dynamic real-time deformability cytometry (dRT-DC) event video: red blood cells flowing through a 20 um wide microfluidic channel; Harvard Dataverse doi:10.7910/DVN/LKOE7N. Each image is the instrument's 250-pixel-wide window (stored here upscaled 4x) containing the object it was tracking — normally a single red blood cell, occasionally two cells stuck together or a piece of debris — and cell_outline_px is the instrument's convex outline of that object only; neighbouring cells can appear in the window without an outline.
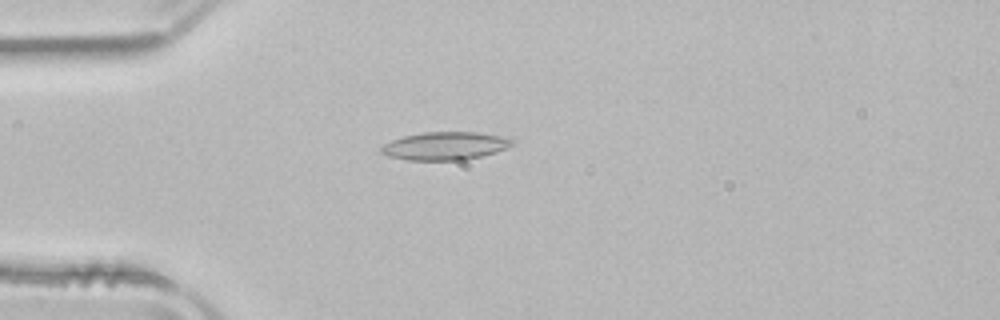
{"species": "common noctule bat (a hibernating species)", "species_latin": "Nyctalus noctula", "temperature_condition": "room temperature", "stored_images_in_passage": 2, "camera_frame_rate_fps": 3000, "um_per_image_px": 0.085, "animal": {"sex": "male", "body_mass_g": 21.5, "forearm_length_mm": 52.0}, "frame": {"image": 1, "passage_image": 2, "time_ms": 0.333, "image_size_px": [1000, 320], "cell_outline_px": [[516, 144], [508, 148], [496, 152], [464, 160], [408, 160], [388, 156], [380, 152], [380, 148], [384, 144], [392, 140], [404, 136], [424, 132], [480, 132], [500, 136], [516, 140]], "centroid_in_image_um": [37.87, 12.4], "position_along_channel_um": 47.1, "area_um2": 21.5}}